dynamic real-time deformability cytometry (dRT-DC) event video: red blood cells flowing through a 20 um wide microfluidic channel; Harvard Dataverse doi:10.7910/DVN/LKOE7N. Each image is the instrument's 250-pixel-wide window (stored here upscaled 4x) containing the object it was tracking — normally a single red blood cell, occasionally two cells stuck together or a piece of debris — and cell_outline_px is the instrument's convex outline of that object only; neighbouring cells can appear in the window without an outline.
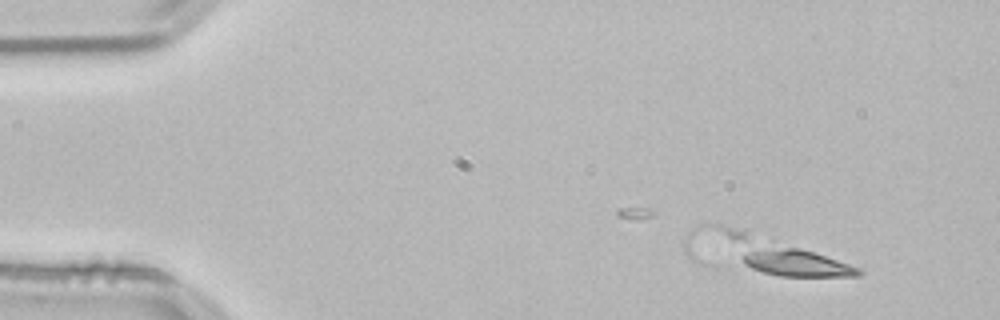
{"species": "common noctule bat (a hibernating species)", "species_latin": "Nyctalus noctula", "temperature_condition": "room temperature", "stored_images_in_passage": 4, "camera_frame_rate_fps": 3000, "um_per_image_px": 0.085, "animal": {"sex": "male", "body_mass_g": 21.5, "forearm_length_mm": 52.0}, "frame": {"image": 1, "passage_image": 1, "time_ms": 0.0, "image_size_px": [1000, 320], "cell_outline_px": [[864, 272], [860, 276], [780, 276], [764, 272], [752, 268], [744, 264], [744, 256], [748, 248], [772, 240], [800, 248], [860, 268]], "centroid_in_image_um": [67.59, 22.25], "position_along_channel_um": 17.4, "area_um2": 19.31}}